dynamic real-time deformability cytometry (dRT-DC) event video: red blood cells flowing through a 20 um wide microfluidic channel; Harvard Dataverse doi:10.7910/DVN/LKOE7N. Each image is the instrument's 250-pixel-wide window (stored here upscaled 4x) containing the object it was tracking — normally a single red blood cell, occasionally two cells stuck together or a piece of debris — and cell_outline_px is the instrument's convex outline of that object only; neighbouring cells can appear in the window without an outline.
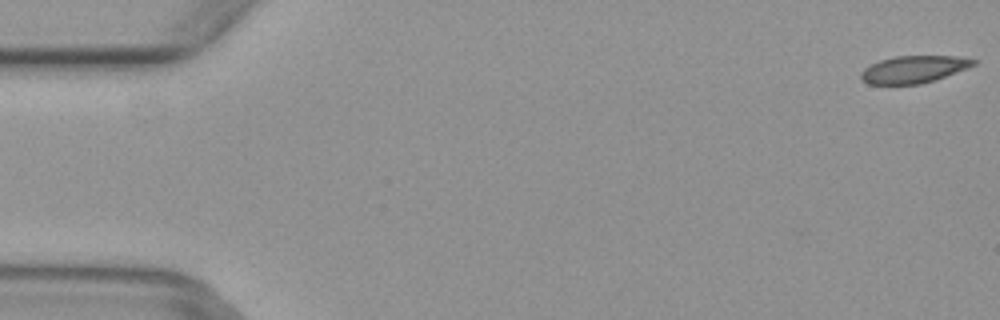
{"species": "common noctule bat (a hibernating species)", "species_latin": "Nyctalus noctula", "temperature_condition": "warm", "stored_images_in_passage": 5, "camera_frame_rate_fps": 3000, "um_per_image_px": 0.085, "animal": {"sex": "female", "body_mass_g": 29.2, "forearm_length_mm": 56.3}, "frame": {"image": 1, "passage_image": 5, "time_ms": 1.333, "image_size_px": [1000, 320], "cell_outline_px": [[976, 64], [968, 68], [920, 84], [868, 84], [860, 80], [860, 72], [864, 68], [880, 60], [896, 56], [956, 56], [976, 60]], "centroid_in_image_um": [77.62, 5.89], "position_along_channel_um": 7.4, "area_um2": 17.69}}